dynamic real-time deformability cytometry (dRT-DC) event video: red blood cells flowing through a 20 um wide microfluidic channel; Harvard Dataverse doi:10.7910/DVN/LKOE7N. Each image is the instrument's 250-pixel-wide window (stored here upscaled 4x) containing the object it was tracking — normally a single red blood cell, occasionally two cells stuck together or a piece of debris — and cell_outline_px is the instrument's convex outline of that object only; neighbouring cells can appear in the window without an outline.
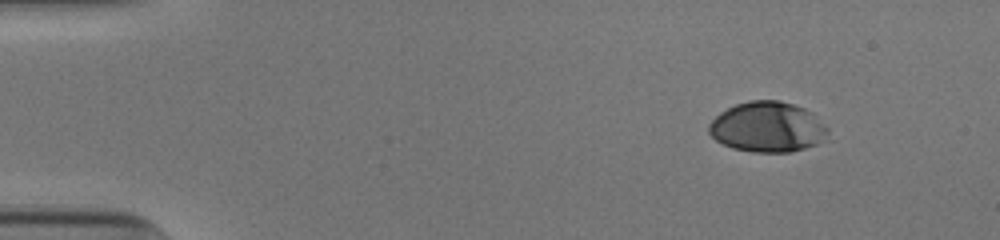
{"species": "human", "species_latin": "Homo sapiens", "temperature_condition": "cold", "stored_images_in_passage": 47, "camera_frame_rate_fps": 3000, "um_per_image_px": 0.085, "donor": {"sex": "male"}, "frame": {"image": 1, "passage_image": 1, "time_ms": 0.0, "image_size_px": [1000, 240], "cell_outline_px": [[828, 132], [816, 144], [792, 152], [752, 152], [732, 148], [716, 140], [708, 132], [708, 124], [720, 112], [736, 104], [748, 100], [780, 100], [804, 108], [812, 112], [828, 128]], "centroid_in_image_um": [65.21, 10.79], "position_along_channel_um": 19.8, "area_um2": 34.8}}
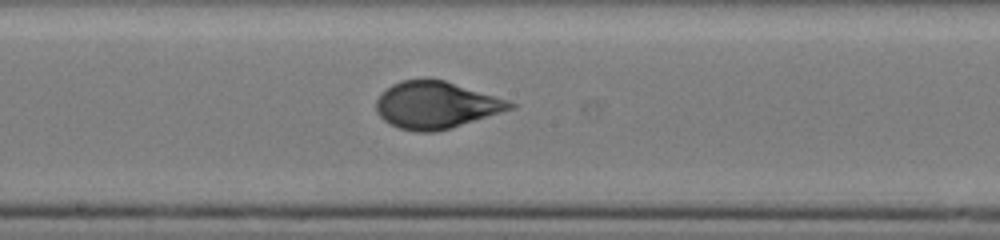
{"frame": {"image": 2, "passage_image": 24, "time_ms": 7.667, "image_size_px": [1000, 240], "cell_outline_px": [[516, 108], [448, 128], [432, 132], [416, 132], [400, 128], [384, 120], [376, 112], [376, 100], [392, 84], [400, 80], [444, 80], [508, 100], [516, 104]], "centroid_in_image_um": [37.06, 8.93], "position_along_channel_um": 211.1, "area_um2": 36.01}}
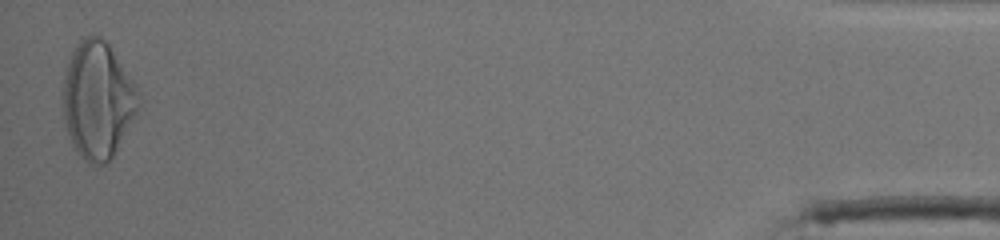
{"frame": {"image": 3, "passage_image": 47, "time_ms": 15.333, "image_size_px": [1000, 240], "cell_outline_px": [[136, 112], [112, 156], [104, 164], [96, 168], [88, 164], [76, 152], [72, 144], [64, 124], [60, 92], [68, 60], [72, 52], [80, 40], [84, 36], [100, 36], [108, 44], [136, 84]], "centroid_in_image_um": [8.22, 8.52], "position_along_channel_um": 427.0, "area_um2": 51.33}, "authors_computed_cell_mechanics": {"area_um2": 36.414, "velocity_mm_per_s": 3.9137, "shape_relaxation_time_tau1_ms": 4.5318, "shape_relaxation_time_tau2_ms": null, "deformation_change_tau1": 0.1888, "deformation_change_tau2": null}}